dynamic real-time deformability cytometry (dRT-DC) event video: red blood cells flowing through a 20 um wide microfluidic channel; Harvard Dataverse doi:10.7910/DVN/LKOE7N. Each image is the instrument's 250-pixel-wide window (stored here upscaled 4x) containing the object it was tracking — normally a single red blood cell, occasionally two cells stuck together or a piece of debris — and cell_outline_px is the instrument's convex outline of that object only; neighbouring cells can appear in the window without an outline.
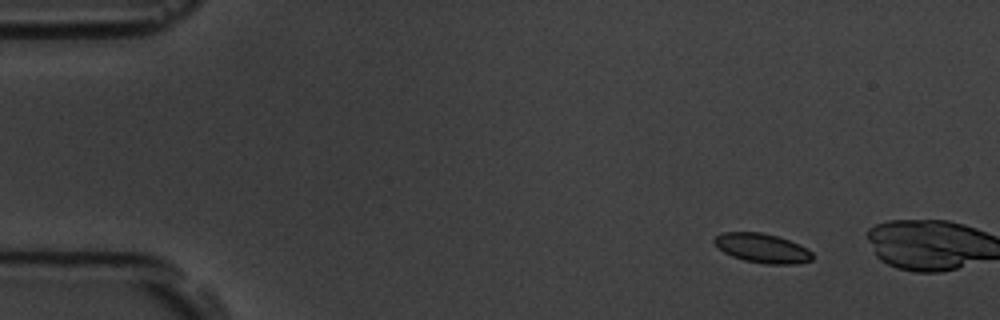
{"species": "common noctule bat (a hibernating species)", "species_latin": "Nyctalus noctula", "temperature_condition": "room temperature", "stored_images_in_passage": 3, "camera_frame_rate_fps": 3000, "um_per_image_px": 0.085, "animal": {"sex": "male", "body_mass_g": 19.5, "forearm_length_mm": 54.6}, "frame": {"image": 1, "passage_image": 1, "time_ms": 0.0, "image_size_px": [1000, 320], "cell_outline_px": [[812, 260], [796, 264], [764, 264], [744, 260], [732, 256], [724, 252], [712, 240], [716, 236], [724, 232], [764, 232], [800, 244], [812, 252]], "centroid_in_image_um": [64.8, 21.09], "position_along_channel_um": 20.2, "area_um2": 16.7}}